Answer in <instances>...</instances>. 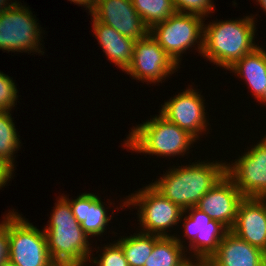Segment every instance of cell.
<instances>
[{"instance_id": "6da1fadb", "label": "cell", "mask_w": 266, "mask_h": 266, "mask_svg": "<svg viewBox=\"0 0 266 266\" xmlns=\"http://www.w3.org/2000/svg\"><path fill=\"white\" fill-rule=\"evenodd\" d=\"M205 162H193L191 165L168 169L167 173L150 185L183 210L195 207L226 174L227 163Z\"/></svg>"}, {"instance_id": "7a4b0ae2", "label": "cell", "mask_w": 266, "mask_h": 266, "mask_svg": "<svg viewBox=\"0 0 266 266\" xmlns=\"http://www.w3.org/2000/svg\"><path fill=\"white\" fill-rule=\"evenodd\" d=\"M253 16L243 19L214 21L203 27L201 55L222 68H230L236 61L252 52L255 45V20Z\"/></svg>"}, {"instance_id": "3957f363", "label": "cell", "mask_w": 266, "mask_h": 266, "mask_svg": "<svg viewBox=\"0 0 266 266\" xmlns=\"http://www.w3.org/2000/svg\"><path fill=\"white\" fill-rule=\"evenodd\" d=\"M58 199L44 227L50 257L55 264L85 266L92 255L89 237L73 216L69 201L62 195Z\"/></svg>"}, {"instance_id": "277c9868", "label": "cell", "mask_w": 266, "mask_h": 266, "mask_svg": "<svg viewBox=\"0 0 266 266\" xmlns=\"http://www.w3.org/2000/svg\"><path fill=\"white\" fill-rule=\"evenodd\" d=\"M197 139L161 114L131 129L124 147L157 157L186 154Z\"/></svg>"}, {"instance_id": "5b68a950", "label": "cell", "mask_w": 266, "mask_h": 266, "mask_svg": "<svg viewBox=\"0 0 266 266\" xmlns=\"http://www.w3.org/2000/svg\"><path fill=\"white\" fill-rule=\"evenodd\" d=\"M8 260L16 266H54L44 229L40 231L17 212L7 214Z\"/></svg>"}, {"instance_id": "8992f818", "label": "cell", "mask_w": 266, "mask_h": 266, "mask_svg": "<svg viewBox=\"0 0 266 266\" xmlns=\"http://www.w3.org/2000/svg\"><path fill=\"white\" fill-rule=\"evenodd\" d=\"M203 19L206 20L200 15L176 12L164 22L154 25L149 33L179 66L182 54L196 43L197 51L201 54L205 22Z\"/></svg>"}, {"instance_id": "52a82bcc", "label": "cell", "mask_w": 266, "mask_h": 266, "mask_svg": "<svg viewBox=\"0 0 266 266\" xmlns=\"http://www.w3.org/2000/svg\"><path fill=\"white\" fill-rule=\"evenodd\" d=\"M135 192L125 198L122 208L131 205L135 208L138 205V221L142 227L140 232L161 237L170 236L166 230L180 222L184 210L162 196L150 184Z\"/></svg>"}, {"instance_id": "ba28073f", "label": "cell", "mask_w": 266, "mask_h": 266, "mask_svg": "<svg viewBox=\"0 0 266 266\" xmlns=\"http://www.w3.org/2000/svg\"><path fill=\"white\" fill-rule=\"evenodd\" d=\"M34 18L36 17L29 8L19 2L12 9L1 13L0 49L8 52L32 51L43 54L40 47L42 30Z\"/></svg>"}, {"instance_id": "9c48e42d", "label": "cell", "mask_w": 266, "mask_h": 266, "mask_svg": "<svg viewBox=\"0 0 266 266\" xmlns=\"http://www.w3.org/2000/svg\"><path fill=\"white\" fill-rule=\"evenodd\" d=\"M226 175L243 197L266 195V136L234 163L226 164Z\"/></svg>"}, {"instance_id": "30bf717a", "label": "cell", "mask_w": 266, "mask_h": 266, "mask_svg": "<svg viewBox=\"0 0 266 266\" xmlns=\"http://www.w3.org/2000/svg\"><path fill=\"white\" fill-rule=\"evenodd\" d=\"M178 65L149 33L135 41L131 66L126 73L150 84L161 82L177 71Z\"/></svg>"}, {"instance_id": "8fae6325", "label": "cell", "mask_w": 266, "mask_h": 266, "mask_svg": "<svg viewBox=\"0 0 266 266\" xmlns=\"http://www.w3.org/2000/svg\"><path fill=\"white\" fill-rule=\"evenodd\" d=\"M185 213H188V216ZM182 220L185 229L183 230L184 237L189 239V251H194L191 252L194 258L207 262L217 251L221 240L229 230L219 221L212 220L206 213L196 207L185 209L180 223Z\"/></svg>"}, {"instance_id": "7c38bea8", "label": "cell", "mask_w": 266, "mask_h": 266, "mask_svg": "<svg viewBox=\"0 0 266 266\" xmlns=\"http://www.w3.org/2000/svg\"><path fill=\"white\" fill-rule=\"evenodd\" d=\"M196 91L189 87L170 98L161 106L160 114L199 140L198 135L206 131L209 123H207L203 95Z\"/></svg>"}, {"instance_id": "4fadbf2b", "label": "cell", "mask_w": 266, "mask_h": 266, "mask_svg": "<svg viewBox=\"0 0 266 266\" xmlns=\"http://www.w3.org/2000/svg\"><path fill=\"white\" fill-rule=\"evenodd\" d=\"M91 17L113 27L121 35L134 40L149 34V28L136 12L132 0H95Z\"/></svg>"}, {"instance_id": "5bb4252c", "label": "cell", "mask_w": 266, "mask_h": 266, "mask_svg": "<svg viewBox=\"0 0 266 266\" xmlns=\"http://www.w3.org/2000/svg\"><path fill=\"white\" fill-rule=\"evenodd\" d=\"M243 198L235 183L225 174L195 207L206 213L212 220L219 221L228 230H231Z\"/></svg>"}, {"instance_id": "9a60e30c", "label": "cell", "mask_w": 266, "mask_h": 266, "mask_svg": "<svg viewBox=\"0 0 266 266\" xmlns=\"http://www.w3.org/2000/svg\"><path fill=\"white\" fill-rule=\"evenodd\" d=\"M237 237L266 253V206L260 198L244 197L240 202L234 226Z\"/></svg>"}, {"instance_id": "2e32d148", "label": "cell", "mask_w": 266, "mask_h": 266, "mask_svg": "<svg viewBox=\"0 0 266 266\" xmlns=\"http://www.w3.org/2000/svg\"><path fill=\"white\" fill-rule=\"evenodd\" d=\"M206 263L209 266H266V253L229 230Z\"/></svg>"}, {"instance_id": "e0dca14e", "label": "cell", "mask_w": 266, "mask_h": 266, "mask_svg": "<svg viewBox=\"0 0 266 266\" xmlns=\"http://www.w3.org/2000/svg\"><path fill=\"white\" fill-rule=\"evenodd\" d=\"M64 197L69 201L73 216L88 237L103 235L106 230L105 227L112 219V215L108 217L106 214L107 208H105V204L99 196L94 193H83L72 201L65 195Z\"/></svg>"}, {"instance_id": "ac0fdd59", "label": "cell", "mask_w": 266, "mask_h": 266, "mask_svg": "<svg viewBox=\"0 0 266 266\" xmlns=\"http://www.w3.org/2000/svg\"><path fill=\"white\" fill-rule=\"evenodd\" d=\"M92 28L95 38L98 40L108 60L114 65L127 71L131 66L134 50V39L121 35L113 27L92 18Z\"/></svg>"}, {"instance_id": "d6986e66", "label": "cell", "mask_w": 266, "mask_h": 266, "mask_svg": "<svg viewBox=\"0 0 266 266\" xmlns=\"http://www.w3.org/2000/svg\"><path fill=\"white\" fill-rule=\"evenodd\" d=\"M227 70L245 79L257 101L266 104V50L256 47Z\"/></svg>"}, {"instance_id": "ffe728a7", "label": "cell", "mask_w": 266, "mask_h": 266, "mask_svg": "<svg viewBox=\"0 0 266 266\" xmlns=\"http://www.w3.org/2000/svg\"><path fill=\"white\" fill-rule=\"evenodd\" d=\"M180 237L166 236L160 237L154 244L152 253L145 261L144 266H180L189 257H186L183 244Z\"/></svg>"}, {"instance_id": "44dd1931", "label": "cell", "mask_w": 266, "mask_h": 266, "mask_svg": "<svg viewBox=\"0 0 266 266\" xmlns=\"http://www.w3.org/2000/svg\"><path fill=\"white\" fill-rule=\"evenodd\" d=\"M161 236L139 232L129 237H121L117 244L122 248L129 266H144L152 253L155 242Z\"/></svg>"}, {"instance_id": "7402d4cb", "label": "cell", "mask_w": 266, "mask_h": 266, "mask_svg": "<svg viewBox=\"0 0 266 266\" xmlns=\"http://www.w3.org/2000/svg\"><path fill=\"white\" fill-rule=\"evenodd\" d=\"M10 112L0 111V162L13 174L14 153L19 150L21 142Z\"/></svg>"}, {"instance_id": "603a6c76", "label": "cell", "mask_w": 266, "mask_h": 266, "mask_svg": "<svg viewBox=\"0 0 266 266\" xmlns=\"http://www.w3.org/2000/svg\"><path fill=\"white\" fill-rule=\"evenodd\" d=\"M132 3L149 29L176 13L173 0H132Z\"/></svg>"}, {"instance_id": "cb8c5ba5", "label": "cell", "mask_w": 266, "mask_h": 266, "mask_svg": "<svg viewBox=\"0 0 266 266\" xmlns=\"http://www.w3.org/2000/svg\"><path fill=\"white\" fill-rule=\"evenodd\" d=\"M102 248L100 259L98 257L93 260L90 258L88 262L92 261L97 266H129L122 248L117 243H110Z\"/></svg>"}, {"instance_id": "d4e9b609", "label": "cell", "mask_w": 266, "mask_h": 266, "mask_svg": "<svg viewBox=\"0 0 266 266\" xmlns=\"http://www.w3.org/2000/svg\"><path fill=\"white\" fill-rule=\"evenodd\" d=\"M178 13L196 14L203 18L214 11L212 0H173Z\"/></svg>"}, {"instance_id": "484cf974", "label": "cell", "mask_w": 266, "mask_h": 266, "mask_svg": "<svg viewBox=\"0 0 266 266\" xmlns=\"http://www.w3.org/2000/svg\"><path fill=\"white\" fill-rule=\"evenodd\" d=\"M18 90L10 76L0 72V111H11L18 100Z\"/></svg>"}, {"instance_id": "4316f807", "label": "cell", "mask_w": 266, "mask_h": 266, "mask_svg": "<svg viewBox=\"0 0 266 266\" xmlns=\"http://www.w3.org/2000/svg\"><path fill=\"white\" fill-rule=\"evenodd\" d=\"M4 220V221H3ZM0 223V264L8 260L7 214Z\"/></svg>"}, {"instance_id": "83f0119b", "label": "cell", "mask_w": 266, "mask_h": 266, "mask_svg": "<svg viewBox=\"0 0 266 266\" xmlns=\"http://www.w3.org/2000/svg\"><path fill=\"white\" fill-rule=\"evenodd\" d=\"M12 173L0 162V189L5 187L8 180L12 179Z\"/></svg>"}, {"instance_id": "f1b7e54d", "label": "cell", "mask_w": 266, "mask_h": 266, "mask_svg": "<svg viewBox=\"0 0 266 266\" xmlns=\"http://www.w3.org/2000/svg\"><path fill=\"white\" fill-rule=\"evenodd\" d=\"M77 5H82L84 7H86V9H88L89 13L92 11V9L94 8V3L95 0H69Z\"/></svg>"}, {"instance_id": "f546056e", "label": "cell", "mask_w": 266, "mask_h": 266, "mask_svg": "<svg viewBox=\"0 0 266 266\" xmlns=\"http://www.w3.org/2000/svg\"><path fill=\"white\" fill-rule=\"evenodd\" d=\"M193 257L188 258L182 265L180 266H206V261L201 260V259H196L194 258V260H192ZM194 261V262H193ZM196 261V262H195Z\"/></svg>"}, {"instance_id": "4dcf8cb0", "label": "cell", "mask_w": 266, "mask_h": 266, "mask_svg": "<svg viewBox=\"0 0 266 266\" xmlns=\"http://www.w3.org/2000/svg\"><path fill=\"white\" fill-rule=\"evenodd\" d=\"M9 0H0V14L4 11H7L9 9H12L18 2L15 0V2L8 3Z\"/></svg>"}, {"instance_id": "1f68e13d", "label": "cell", "mask_w": 266, "mask_h": 266, "mask_svg": "<svg viewBox=\"0 0 266 266\" xmlns=\"http://www.w3.org/2000/svg\"><path fill=\"white\" fill-rule=\"evenodd\" d=\"M256 2H259L261 8H263V11L266 13V0H256Z\"/></svg>"}, {"instance_id": "d6a6232c", "label": "cell", "mask_w": 266, "mask_h": 266, "mask_svg": "<svg viewBox=\"0 0 266 266\" xmlns=\"http://www.w3.org/2000/svg\"><path fill=\"white\" fill-rule=\"evenodd\" d=\"M0 266H16V265L13 264L12 262H10L9 260H7V261L1 263Z\"/></svg>"}, {"instance_id": "836d02e7", "label": "cell", "mask_w": 266, "mask_h": 266, "mask_svg": "<svg viewBox=\"0 0 266 266\" xmlns=\"http://www.w3.org/2000/svg\"><path fill=\"white\" fill-rule=\"evenodd\" d=\"M260 199L264 202L265 206H266V195L265 196H262L260 197Z\"/></svg>"}, {"instance_id": "e575fe53", "label": "cell", "mask_w": 266, "mask_h": 266, "mask_svg": "<svg viewBox=\"0 0 266 266\" xmlns=\"http://www.w3.org/2000/svg\"><path fill=\"white\" fill-rule=\"evenodd\" d=\"M54 266H73V265H59V264H55Z\"/></svg>"}]
</instances>
